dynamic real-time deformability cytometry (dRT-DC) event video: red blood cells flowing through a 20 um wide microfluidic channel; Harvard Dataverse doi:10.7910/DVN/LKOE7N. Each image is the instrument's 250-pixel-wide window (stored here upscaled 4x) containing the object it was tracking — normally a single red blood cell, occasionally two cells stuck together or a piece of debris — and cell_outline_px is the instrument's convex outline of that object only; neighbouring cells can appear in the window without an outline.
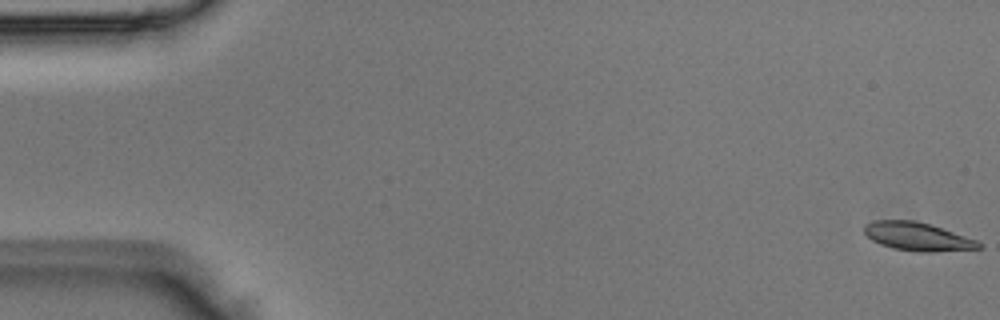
{"species": "Egyptian fruit bat (a non-hibernating species)", "species_latin": "Rousettus aegyptiacus", "temperature_condition": "room temperature", "stored_images_in_passage": 51, "camera_frame_rate_fps": 3000, "um_per_image_px": 0.085, "animal": {"sex": "male"}, "frame": {"image": 1, "passage_image": 1, "time_ms": 0.0, "image_size_px": [1000, 320], "cell_outline_px": [[980, 248], [932, 252], [920, 252], [892, 248], [880, 244], [872, 240], [864, 232], [864, 224], [872, 220], [916, 220], [976, 240], [980, 244]], "centroid_in_image_um": [77.91, 20.1], "position_along_channel_um": 7.1, "area_um2": 18.61}}
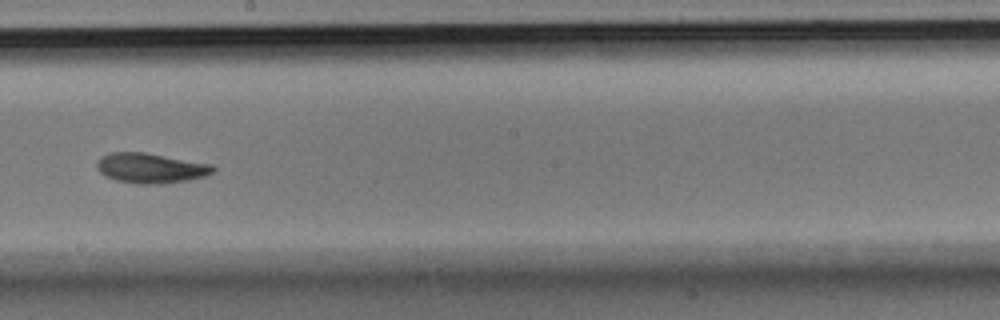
{"frame": {"image": 2, "passage_image": 29, "time_ms": 9.333, "image_size_px": [1000, 320], "cell_outline_px": [[216, 168], [212, 172], [204, 176], [188, 180], [160, 184], [136, 184], [116, 180], [100, 172], [96, 168], [96, 160], [100, 156], [108, 152], [144, 152], [212, 164]], "centroid_in_image_um": [12.77, 14.28], "position_along_channel_um": 235.4, "area_um2": 20.4}}
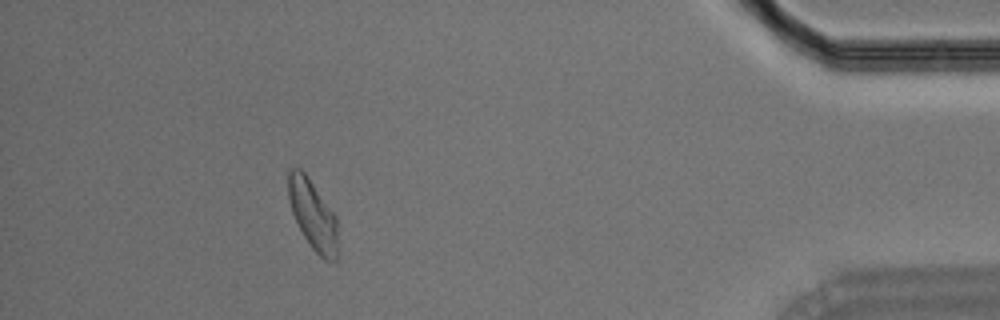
{"frame": {"image": 3, "passage_image": 46, "time_ms": 15.0, "image_size_px": [1000, 320], "cell_outline_px": [[340, 252], [336, 260], [324, 260], [312, 248], [304, 236], [292, 212], [288, 196], [288, 168], [300, 168], [304, 172], [336, 216]], "centroid_in_image_um": [26.63, 18.3], "position_along_channel_um": 408.6, "area_um2": 20.17}}